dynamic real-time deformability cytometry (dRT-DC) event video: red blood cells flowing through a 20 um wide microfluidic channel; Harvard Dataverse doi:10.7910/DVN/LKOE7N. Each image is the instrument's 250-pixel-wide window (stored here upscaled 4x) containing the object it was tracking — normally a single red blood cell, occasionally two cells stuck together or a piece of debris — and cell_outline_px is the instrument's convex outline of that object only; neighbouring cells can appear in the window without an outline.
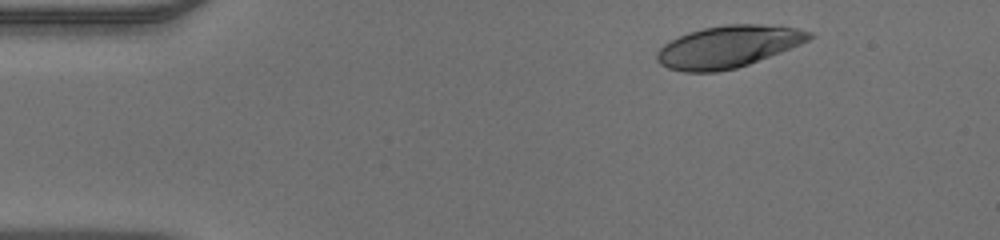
{"species": "human", "species_latin": "Homo sapiens", "temperature_condition": "warm", "stored_images_in_passage": 44, "camera_frame_rate_fps": 3000, "um_per_image_px": 0.085, "donor": {"sex": "male"}, "frame": {"image": 1, "passage_image": 1, "time_ms": 0.0, "image_size_px": [1000, 240], "cell_outline_px": [[816, 36], [800, 44], [780, 52], [748, 64], [736, 68], [716, 72], [684, 72], [668, 68], [660, 64], [656, 60], [656, 52], [664, 44], [688, 32], [704, 28], [724, 24], [760, 24], [796, 28], [812, 32]], "centroid_in_image_um": [61.88, 3.97], "position_along_channel_um": 23.1, "area_um2": 37.11}}
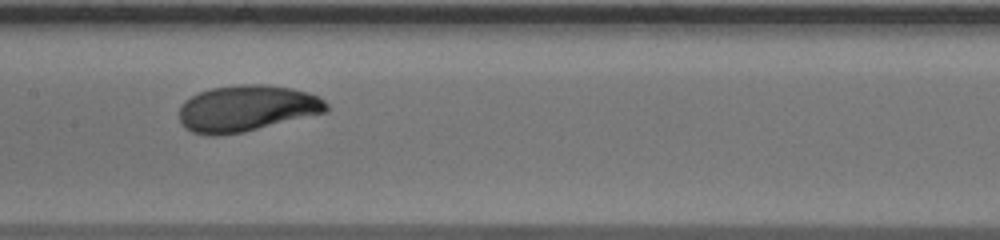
{"frame": {"image": 2, "passage_image": 19, "time_ms": 6.0, "image_size_px": [1000, 240], "cell_outline_px": [[328, 112], [244, 132], [220, 136], [208, 136], [192, 132], [184, 128], [180, 120], [180, 104], [184, 100], [200, 92], [212, 88], [240, 84], [264, 84], [292, 88], [316, 96], [324, 100], [328, 104]], "centroid_in_image_um": [20.95, 9.23], "position_along_channel_um": 186.5, "area_um2": 39.88}}
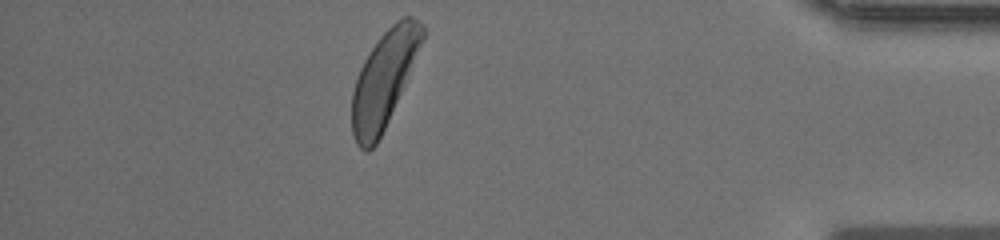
{"frame": {"image": 3, "passage_image": 38, "time_ms": 12.333, "image_size_px": [1000, 240], "cell_outline_px": [[424, 36], [388, 120], [376, 144], [368, 152], [360, 148], [356, 144], [352, 132], [352, 92], [360, 68], [364, 60], [380, 36], [400, 16], [412, 16], [424, 24]], "centroid_in_image_um": [32.6, 6.73], "position_along_channel_um": 402.6, "area_um2": 38.26}}